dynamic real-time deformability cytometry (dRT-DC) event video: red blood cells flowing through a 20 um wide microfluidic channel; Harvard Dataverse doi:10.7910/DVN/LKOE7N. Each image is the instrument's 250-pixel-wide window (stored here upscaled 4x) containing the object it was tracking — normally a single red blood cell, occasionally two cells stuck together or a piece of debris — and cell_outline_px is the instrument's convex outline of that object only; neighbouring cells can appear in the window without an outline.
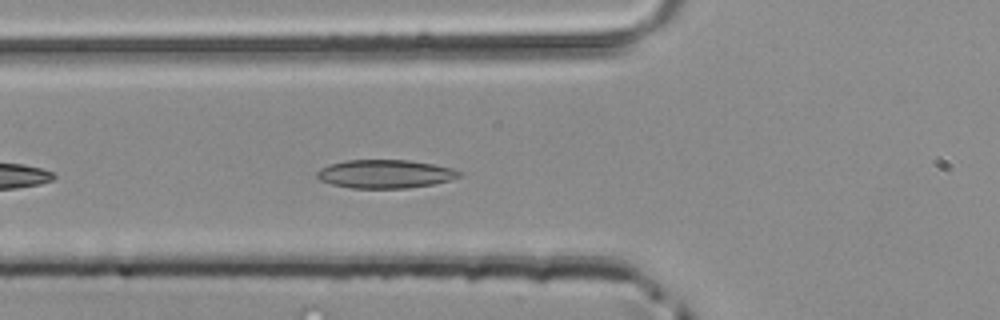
{"species": "common noctule bat (a hibernating species)", "species_latin": "Nyctalus noctula", "temperature_condition": "room temperature", "stored_images_in_passage": 14, "camera_frame_rate_fps": 3000, "um_per_image_px": 0.085, "animal": {"sex": "male", "body_mass_g": 20.4}, "frame": {"image": 1, "passage_image": 5, "time_ms": 1.333, "image_size_px": [1000, 320], "cell_outline_px": [[464, 172], [460, 176], [448, 180], [432, 184], [408, 188], [352, 188], [332, 184], [320, 180], [316, 176], [316, 172], [320, 168], [328, 164], [344, 160], [408, 160], [432, 164], [452, 168]], "centroid_in_image_um": [32.71, 14.78], "position_along_channel_um": 93.1, "area_um2": 23.58}}
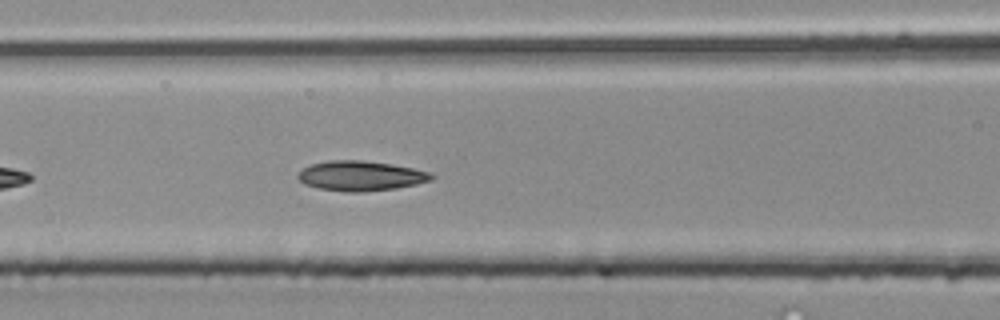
{"frame": {"image": 2, "passage_image": 8, "time_ms": 2.333, "image_size_px": [1000, 320], "cell_outline_px": [[436, 176], [432, 180], [416, 184], [396, 188], [364, 192], [348, 192], [320, 188], [304, 184], [296, 176], [304, 168], [312, 164], [328, 160], [360, 160], [392, 164], [432, 172]], "centroid_in_image_um": [30.7, 14.95], "position_along_channel_um": 135.9, "area_um2": 23.24}}